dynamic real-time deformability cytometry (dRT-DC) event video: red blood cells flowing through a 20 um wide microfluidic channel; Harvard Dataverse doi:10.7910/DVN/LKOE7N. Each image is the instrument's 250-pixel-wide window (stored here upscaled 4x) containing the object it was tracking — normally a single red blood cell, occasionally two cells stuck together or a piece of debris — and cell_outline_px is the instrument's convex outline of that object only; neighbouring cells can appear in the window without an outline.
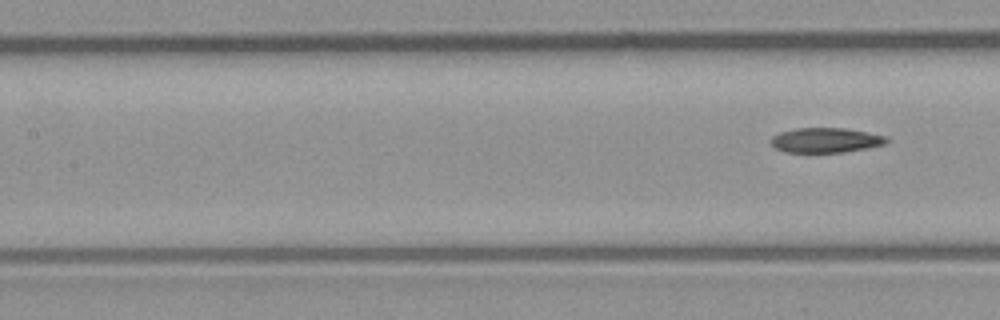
{"species": "common noctule bat (a hibernating species)", "species_latin": "Nyctalus noctula", "temperature_condition": "room temperature", "stored_images_in_passage": 8, "segment_of_instrument_passage": [2, 2], "camera_frame_rate_fps": 3000, "um_per_image_px": 0.085, "animal": {"sex": "male", "body_mass_g": 23.1, "forearm_length_mm": 52.7}, "frame": {"image": 1, "passage_image": 8, "time_ms": 2.333, "image_size_px": [1000, 320], "cell_outline_px": [[892, 140], [888, 144], [868, 148], [844, 152], [784, 152], [776, 148], [768, 140], [772, 136], [780, 132], [796, 128], [844, 128], [868, 132], [884, 136]], "centroid_in_image_um": [70.21, 11.92], "position_along_channel_um": 137.2, "area_um2": 16.94}}